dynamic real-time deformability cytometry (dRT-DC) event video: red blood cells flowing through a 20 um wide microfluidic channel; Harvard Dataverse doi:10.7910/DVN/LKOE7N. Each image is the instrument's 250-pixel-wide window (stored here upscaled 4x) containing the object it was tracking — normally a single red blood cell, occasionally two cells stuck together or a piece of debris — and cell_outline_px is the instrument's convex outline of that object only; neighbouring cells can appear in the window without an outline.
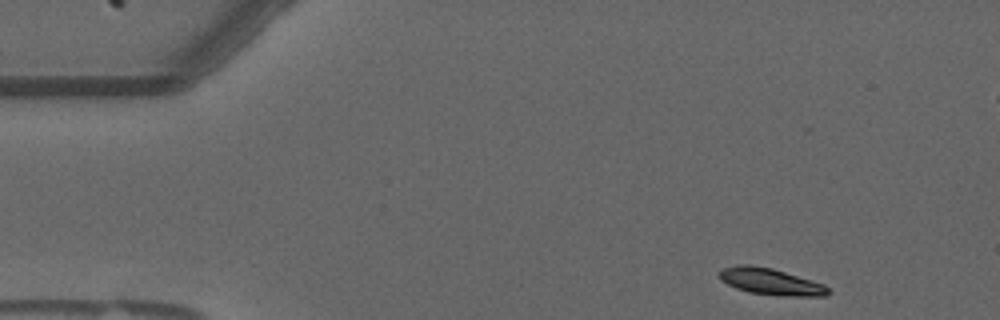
{"species": "common noctule bat (a hibernating species)", "species_latin": "Nyctalus noctula", "temperature_condition": "warm", "stored_images_in_passage": 52, "camera_frame_rate_fps": 3000, "um_per_image_px": 0.085, "animal": {"sex": "male", "forearm_length_mm": 52.5}, "frame": {"image": 1, "passage_image": 1, "time_ms": 0.0, "image_size_px": [1000, 320], "cell_outline_px": [[832, 292], [828, 296], [776, 296], [748, 292], [736, 288], [720, 280], [720, 272], [724, 268], [736, 264], [752, 264], [772, 268], [812, 280], [824, 284]], "centroid_in_image_um": [65.54, 23.94], "position_along_channel_um": 19.5, "area_um2": 17.05}}
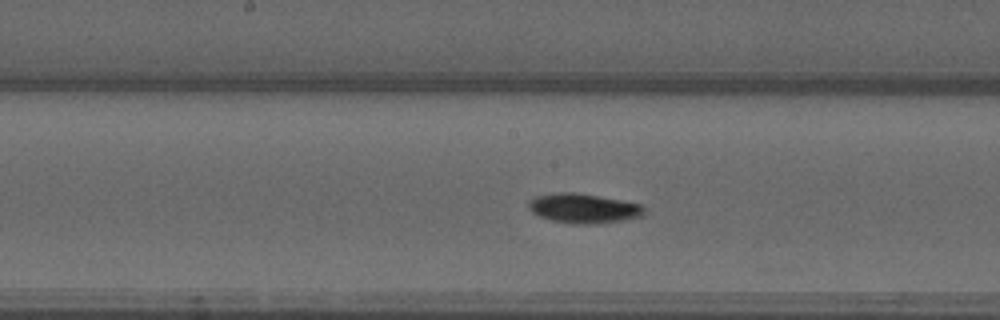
{"frame": {"image": 2, "passage_image": 23, "time_ms": 7.333, "image_size_px": [1000, 320], "cell_outline_px": [[644, 216], [596, 224], [572, 224], [552, 220], [540, 216], [532, 212], [528, 208], [528, 200], [536, 196], [556, 192], [576, 192], [620, 200], [640, 204], [644, 208]], "centroid_in_image_um": [49.56, 17.7], "position_along_channel_um": 198.6, "area_um2": 19.88}}
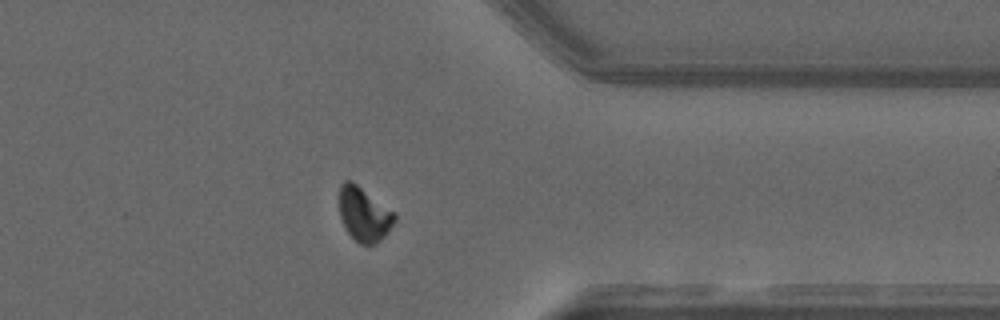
{"frame": {"image": 3, "passage_image": 39, "time_ms": 12.667, "image_size_px": [1000, 320], "cell_outline_px": [[396, 220], [388, 232], [376, 244], [360, 244], [348, 232], [340, 216], [340, 184], [344, 180], [352, 180], [396, 212]], "centroid_in_image_um": [30.97, 18.18], "position_along_channel_um": 380.4, "area_um2": 17.51}, "authors_computed_cell_mechanics": {"area_um2": 18.1492, "velocity_mm_per_s": 3.6236, "shape_relaxation_time_tau1_ms": 3.3442, "shape_relaxation_time_tau2_ms": null, "deformation_change_tau1": 0.1365, "deformation_change_tau2": null}}